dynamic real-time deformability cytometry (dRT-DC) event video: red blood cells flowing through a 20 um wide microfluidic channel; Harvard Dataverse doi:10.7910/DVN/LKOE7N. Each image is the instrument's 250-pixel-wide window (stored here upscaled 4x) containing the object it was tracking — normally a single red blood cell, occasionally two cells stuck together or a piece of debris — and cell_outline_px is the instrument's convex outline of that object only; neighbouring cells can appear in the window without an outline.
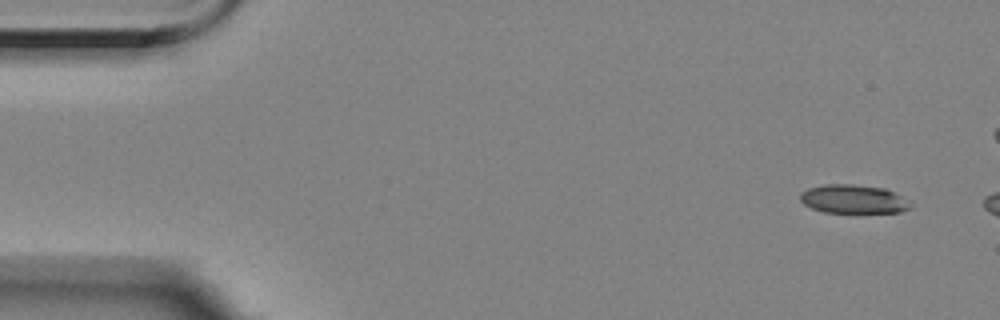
{"species": "Egyptian fruit bat (a non-hibernating species)", "species_latin": "Rousettus aegyptiacus", "temperature_condition": "room temperature", "stored_images_in_passage": 3, "camera_frame_rate_fps": 3000, "um_per_image_px": 0.085, "animal": {"sex": "female"}, "frame": {"image": 1, "passage_image": 1, "time_ms": 0.0, "image_size_px": [1000, 320], "cell_outline_px": [[912, 208], [900, 212], [824, 212], [812, 208], [804, 204], [800, 200], [800, 192], [808, 188], [824, 184], [852, 184], [884, 188], [900, 196], [912, 204]], "centroid_in_image_um": [72.51, 16.92], "position_along_channel_um": 12.5, "area_um2": 18.32}}